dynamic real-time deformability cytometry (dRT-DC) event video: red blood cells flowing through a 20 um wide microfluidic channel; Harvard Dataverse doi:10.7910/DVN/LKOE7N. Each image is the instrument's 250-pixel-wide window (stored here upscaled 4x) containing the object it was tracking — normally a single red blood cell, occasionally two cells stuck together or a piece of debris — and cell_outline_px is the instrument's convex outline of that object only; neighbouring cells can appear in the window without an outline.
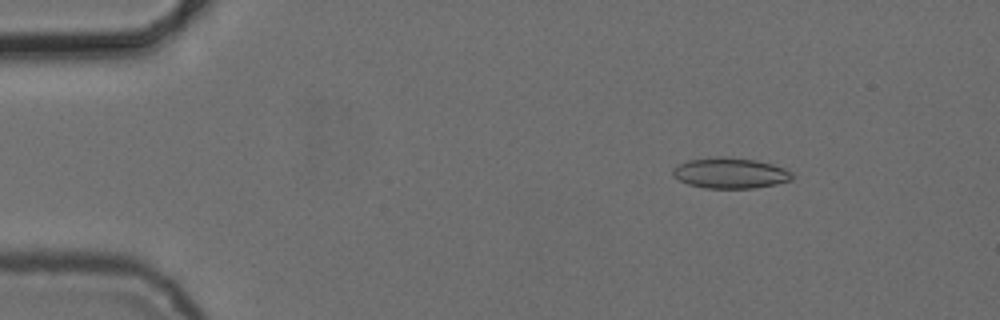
{"species": "common noctule bat (a hibernating species)", "species_latin": "Nyctalus noctula", "temperature_condition": "cold", "stored_images_in_passage": 6, "camera_frame_rate_fps": 3000, "um_per_image_px": 0.085, "animal": {"sex": "female", "body_mass_g": 24.6, "forearm_length_mm": 56.2}, "frame": {"image": 1, "passage_image": 2, "time_ms": 2.0, "image_size_px": [1000, 320], "cell_outline_px": [[796, 176], [792, 180], [776, 184], [752, 188], [704, 188], [688, 184], [672, 176], [672, 168], [688, 160], [720, 156], [724, 156], [756, 160], [772, 164], [784, 168], [792, 172]], "centroid_in_image_um": [62.09, 14.71], "position_along_channel_um": 22.9, "area_um2": 21.44}}
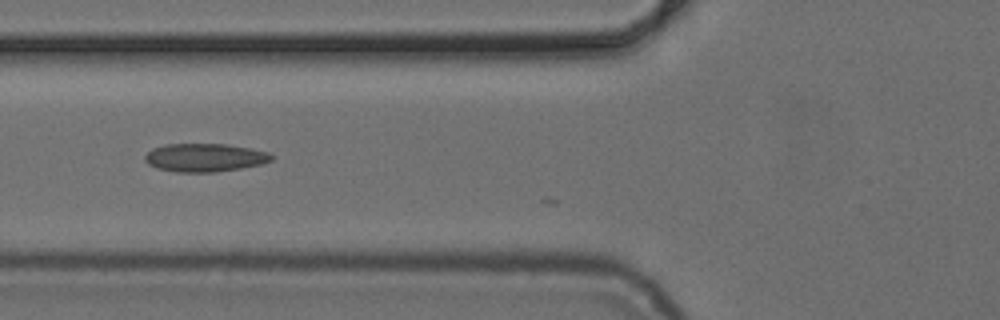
{"frame": {"image": 2, "passage_image": 5, "time_ms": 6.333, "image_size_px": [1000, 320], "cell_outline_px": [[272, 160], [260, 164], [240, 168], [216, 172], [176, 172], [156, 168], [148, 164], [144, 160], [144, 156], [152, 148], [164, 144], [228, 144], [252, 148], [268, 152], [272, 156]], "centroid_in_image_um": [17.37, 13.39], "position_along_channel_um": 108.4, "area_um2": 20.92}}
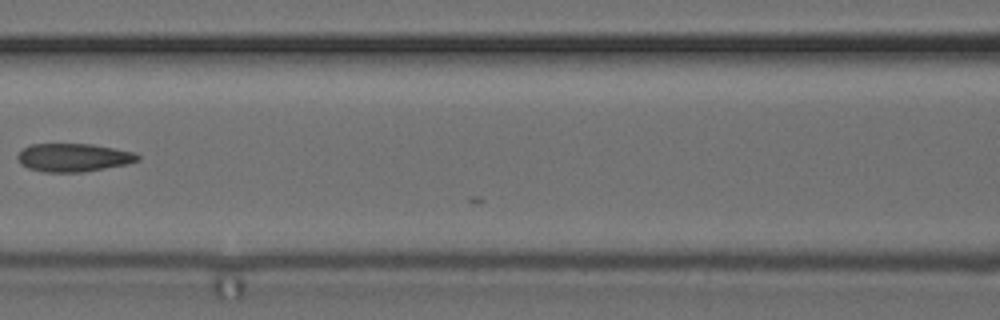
{"frame": {"image": 3, "passage_image": 6, "time_ms": 7.667, "image_size_px": [1000, 320], "cell_outline_px": [[140, 160], [128, 164], [84, 172], [44, 172], [28, 168], [20, 164], [16, 156], [24, 148], [32, 144], [92, 144], [136, 152], [140, 156]], "centroid_in_image_um": [6.27, 13.39], "position_along_channel_um": 160.3, "area_um2": 19.88}}